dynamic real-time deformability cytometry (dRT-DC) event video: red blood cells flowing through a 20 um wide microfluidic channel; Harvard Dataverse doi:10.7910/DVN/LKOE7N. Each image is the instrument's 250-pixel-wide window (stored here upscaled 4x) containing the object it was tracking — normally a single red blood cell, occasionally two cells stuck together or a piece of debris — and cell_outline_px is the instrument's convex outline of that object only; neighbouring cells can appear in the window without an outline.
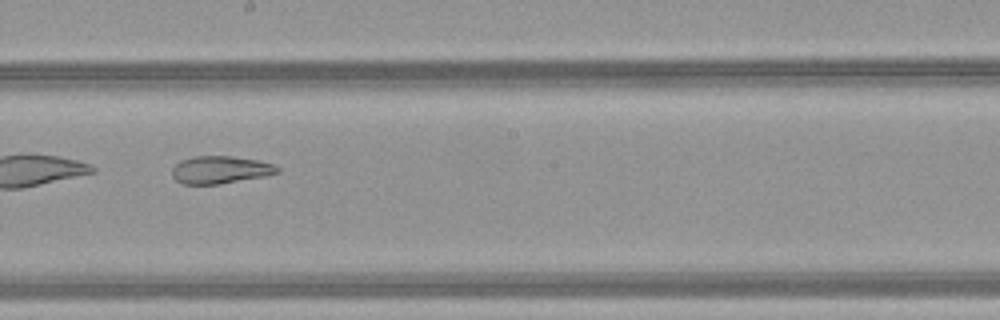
{"species": "common noctule bat (a hibernating species)", "species_latin": "Nyctalus noctula", "temperature_condition": "warm", "stored_images_in_passage": 36, "camera_frame_rate_fps": 3000, "um_per_image_px": 0.085, "animal": {"sex": "female", "body_mass_g": 21.9}, "frame": {"image": 1, "passage_image": 16, "time_ms": 5.0, "image_size_px": [1000, 320], "cell_outline_px": [[280, 172], [264, 176], [220, 184], [180, 184], [172, 176], [172, 168], [180, 160], [192, 156], [232, 156], [256, 160], [272, 164], [280, 168]], "centroid_in_image_um": [18.69, 14.43], "position_along_channel_um": 229.5, "area_um2": 16.94}, "authors_computed_cell_mechanics": {"area_um2": 20.3745, "velocity_mm_per_s": 4.1916, "shape_relaxation_time_tau1_ms": null, "shape_relaxation_time_tau2_ms": 2.1844, "deformation_change_tau1": null, "deformation_change_tau2": 0.1032}}